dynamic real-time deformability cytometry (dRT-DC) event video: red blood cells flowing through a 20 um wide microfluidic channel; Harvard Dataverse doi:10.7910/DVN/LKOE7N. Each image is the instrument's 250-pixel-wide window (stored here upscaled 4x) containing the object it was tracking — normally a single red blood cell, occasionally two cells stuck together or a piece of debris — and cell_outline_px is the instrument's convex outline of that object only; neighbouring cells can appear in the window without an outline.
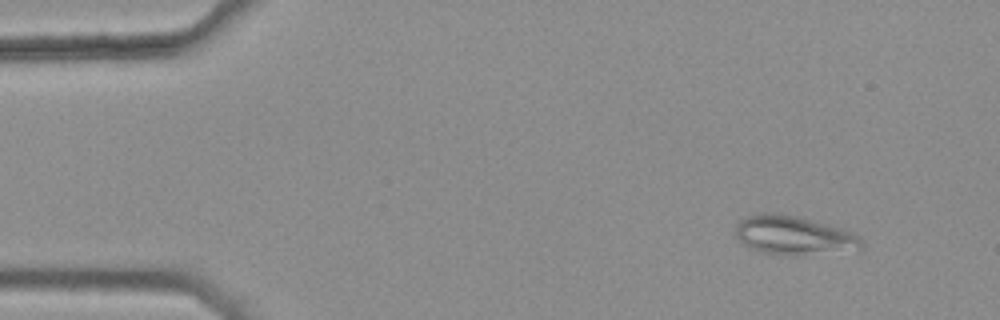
{"species": "common noctule bat (a hibernating species)", "species_latin": "Nyctalus noctula", "temperature_condition": "warm", "stored_images_in_passage": 3, "camera_frame_rate_fps": 3000, "um_per_image_px": 0.085, "animal": {"sex": "female", "body_mass_g": 25.1}, "frame": {"image": 1, "passage_image": 1, "time_ms": 0.0, "image_size_px": [1000, 320], "cell_outline_px": [[864, 248], [804, 256], [788, 256], [764, 252], [752, 248], [744, 244], [736, 236], [736, 224], [744, 216], [764, 212], [776, 212], [796, 216], [828, 224], [848, 232], [856, 236], [864, 244]], "centroid_in_image_um": [67.42, 20.0], "position_along_channel_um": 17.6, "area_um2": 28.5}}